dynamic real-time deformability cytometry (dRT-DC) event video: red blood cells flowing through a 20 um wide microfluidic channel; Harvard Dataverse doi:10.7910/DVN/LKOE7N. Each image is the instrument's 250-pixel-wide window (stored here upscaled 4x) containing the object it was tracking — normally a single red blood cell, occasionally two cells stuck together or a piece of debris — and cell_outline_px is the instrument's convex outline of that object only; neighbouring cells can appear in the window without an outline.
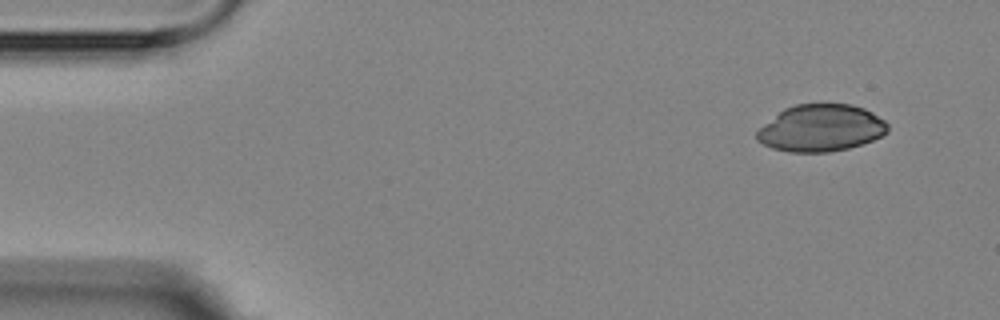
{"species": "Egyptian fruit bat (a non-hibernating species)", "species_latin": "Rousettus aegyptiacus", "temperature_condition": "room temperature", "stored_images_in_passage": 2, "camera_frame_rate_fps": 3000, "um_per_image_px": 0.085, "animal": {"sex": "female"}, "frame": {"image": 1, "passage_image": 2, "time_ms": 1.0, "image_size_px": [1000, 320], "cell_outline_px": [[888, 132], [864, 144], [848, 148], [828, 152], [792, 152], [772, 148], [756, 140], [756, 132], [764, 124], [784, 108], [796, 104], [852, 104], [864, 108], [872, 112], [884, 120], [888, 124]], "centroid_in_image_um": [69.79, 10.88], "position_along_channel_um": 15.2, "area_um2": 35.78}}